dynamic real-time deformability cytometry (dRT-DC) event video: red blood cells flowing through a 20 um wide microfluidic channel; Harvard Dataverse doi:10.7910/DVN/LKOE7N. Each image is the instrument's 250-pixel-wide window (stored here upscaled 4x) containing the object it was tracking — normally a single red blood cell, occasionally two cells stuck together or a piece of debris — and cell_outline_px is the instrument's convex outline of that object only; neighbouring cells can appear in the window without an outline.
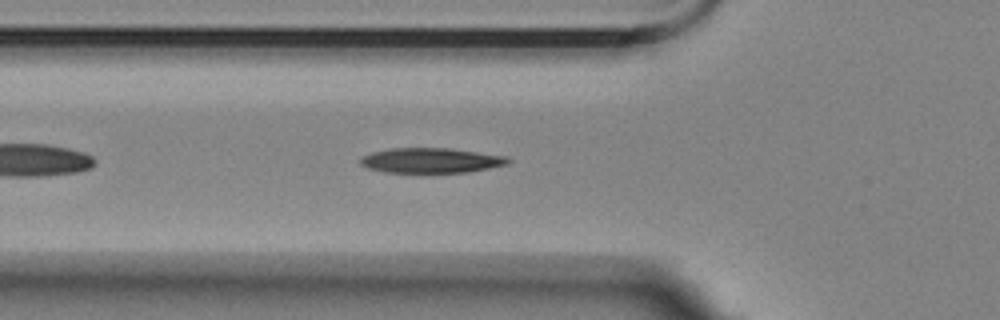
{"species": "Egyptian fruit bat (a non-hibernating species)", "species_latin": "Rousettus aegyptiacus", "temperature_condition": "room temperature", "stored_images_in_passage": 45, "camera_frame_rate_fps": 3000, "um_per_image_px": 0.085, "animal": {"sex": "female"}, "frame": {"image": 1, "passage_image": 7, "time_ms": 2.0, "image_size_px": [1000, 320], "cell_outline_px": [[512, 160], [508, 164], [468, 172], [384, 172], [368, 168], [360, 164], [360, 160], [364, 156], [372, 152], [392, 148], [448, 148], [508, 156]], "centroid_in_image_um": [36.66, 13.63], "position_along_channel_um": 89.1, "area_um2": 21.39}}
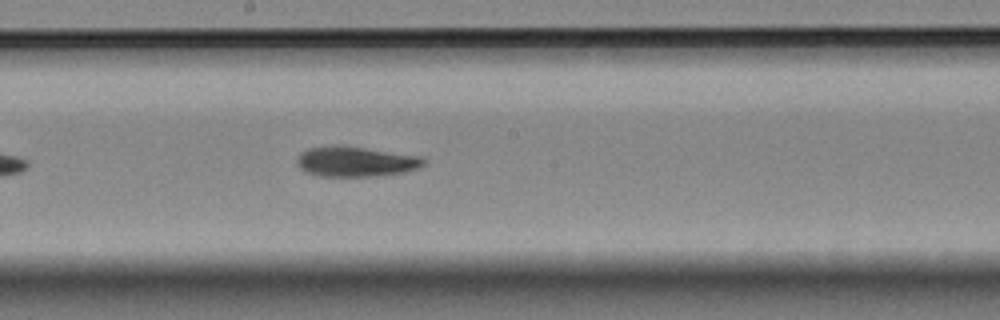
{"frame": {"image": 2, "passage_image": 18, "time_ms": 5.667, "image_size_px": [1000, 320], "cell_outline_px": [[424, 164], [416, 168], [404, 172], [372, 176], [320, 176], [308, 172], [300, 168], [296, 164], [296, 160], [308, 148], [340, 144], [420, 156], [424, 160]], "centroid_in_image_um": [30.21, 13.72], "position_along_channel_um": 218.0, "area_um2": 22.02}}
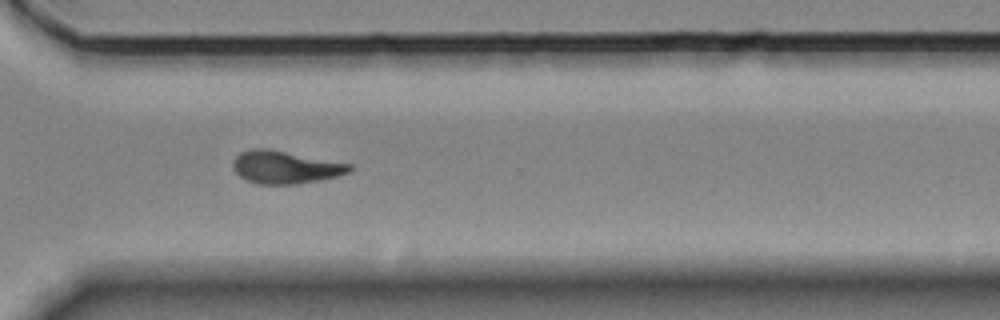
{"frame": {"image": 3, "passage_image": 29, "time_ms": 9.333, "image_size_px": [1000, 320], "cell_outline_px": [[352, 168], [348, 172], [336, 176], [320, 180], [296, 184], [256, 184], [240, 176], [232, 168], [232, 160], [240, 152], [252, 148], [268, 148], [352, 164]], "centroid_in_image_um": [24.21, 14.2], "position_along_channel_um": 346.4, "area_um2": 22.25}, "authors_computed_cell_mechanics": {"area_um2": 21.7906, "velocity_mm_per_s": 3.4967, "shape_relaxation_time_tau1_ms": 4.6018, "shape_relaxation_time_tau2_ms": 8.5301, "deformation_change_tau1": 0.1749, "deformation_change_tau2": 0.1647}}